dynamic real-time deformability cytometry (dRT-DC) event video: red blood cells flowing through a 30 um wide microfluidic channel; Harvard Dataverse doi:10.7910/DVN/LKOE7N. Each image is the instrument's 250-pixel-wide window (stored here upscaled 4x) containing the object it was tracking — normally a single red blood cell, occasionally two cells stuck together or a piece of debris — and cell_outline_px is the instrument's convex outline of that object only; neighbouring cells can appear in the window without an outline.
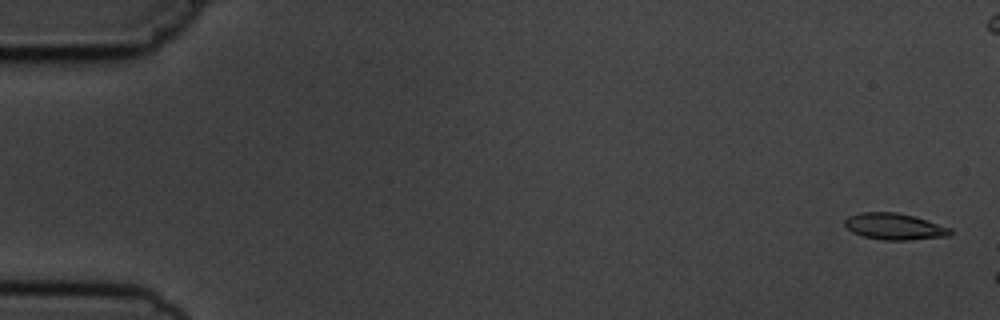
{"species": "common noctule bat (a hibernating species)", "species_latin": "Nyctalus noctula", "temperature_condition": "cold", "stored_images_in_passage": 2, "camera_frame_rate_fps": 3000, "um_per_image_px": 0.085, "animal": {"sex": "male", "body_mass_g": 19.5, "forearm_length_mm": 54.6}, "frame": {"image": 1, "passage_image": 1, "time_ms": 0.0, "image_size_px": [1000, 320], "cell_outline_px": [[952, 232], [948, 236], [908, 240], [884, 240], [864, 236], [852, 232], [844, 224], [844, 220], [848, 216], [860, 212], [896, 212], [912, 216], [952, 228]], "centroid_in_image_um": [76.01, 19.25], "position_along_channel_um": 9.0, "area_um2": 16.13}}